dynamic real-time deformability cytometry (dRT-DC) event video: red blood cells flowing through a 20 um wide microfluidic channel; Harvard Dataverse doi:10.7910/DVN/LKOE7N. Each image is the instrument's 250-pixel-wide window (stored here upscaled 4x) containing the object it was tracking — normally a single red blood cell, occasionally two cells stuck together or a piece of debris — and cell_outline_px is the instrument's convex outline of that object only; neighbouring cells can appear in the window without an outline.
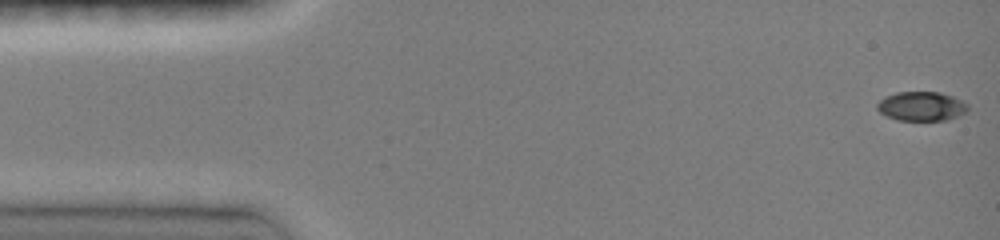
{"species": "common noctule bat (a hibernating species)", "species_latin": "Nyctalus noctula", "temperature_condition": "room temperature", "stored_images_in_passage": 36, "camera_frame_rate_fps": 3000, "um_per_image_px": 0.085, "animal": {"sex": "female", "body_mass_g": 19.0, "forearm_length_mm": 51.5}, "frame": {"image": 1, "passage_image": 1, "time_ms": 0.0, "image_size_px": [1000, 240], "cell_outline_px": [[968, 108], [964, 112], [948, 120], [896, 120], [880, 112], [876, 108], [876, 104], [884, 96], [896, 92], [940, 92], [952, 96], [968, 104]], "centroid_in_image_um": [78.29, 9.02], "position_along_channel_um": 6.7, "area_um2": 15.37}}
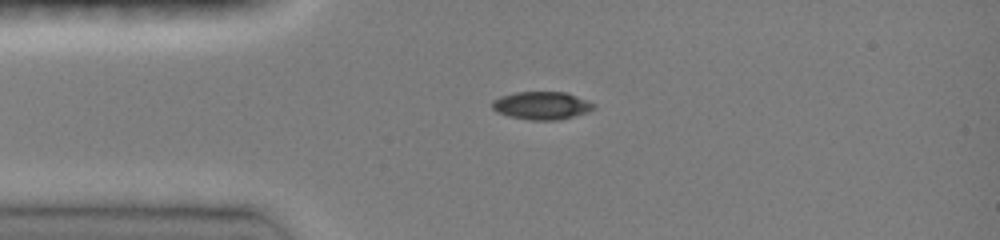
{"frame": {"image": 2, "passage_image": 16, "time_ms": 3.333, "image_size_px": [1000, 240], "cell_outline_px": [[596, 108], [588, 112], [560, 120], [532, 120], [508, 116], [496, 112], [492, 108], [492, 100], [500, 96], [516, 92], [564, 92], [596, 104]], "centroid_in_image_um": [46.03, 8.98], "position_along_channel_um": 39.0, "area_um2": 16.53}}
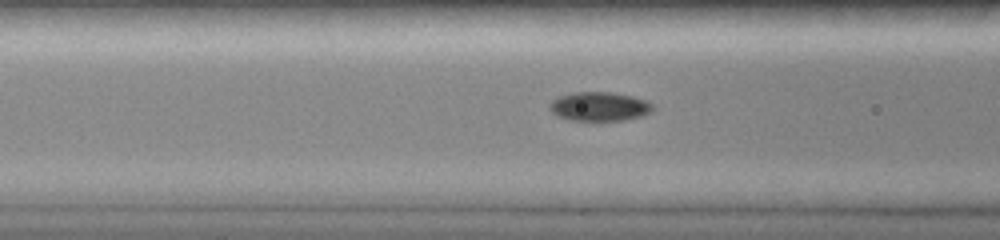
{"frame": {"image": 3, "passage_image": 27, "time_ms": 5.667, "image_size_px": [1000, 240], "cell_outline_px": [[652, 112], [640, 116], [624, 120], [572, 120], [556, 116], [548, 108], [548, 104], [552, 100], [560, 96], [572, 92], [612, 92], [632, 96], [644, 100], [652, 104]], "centroid_in_image_um": [50.9, 9.04], "position_along_channel_um": 115.7, "area_um2": 17.4}}